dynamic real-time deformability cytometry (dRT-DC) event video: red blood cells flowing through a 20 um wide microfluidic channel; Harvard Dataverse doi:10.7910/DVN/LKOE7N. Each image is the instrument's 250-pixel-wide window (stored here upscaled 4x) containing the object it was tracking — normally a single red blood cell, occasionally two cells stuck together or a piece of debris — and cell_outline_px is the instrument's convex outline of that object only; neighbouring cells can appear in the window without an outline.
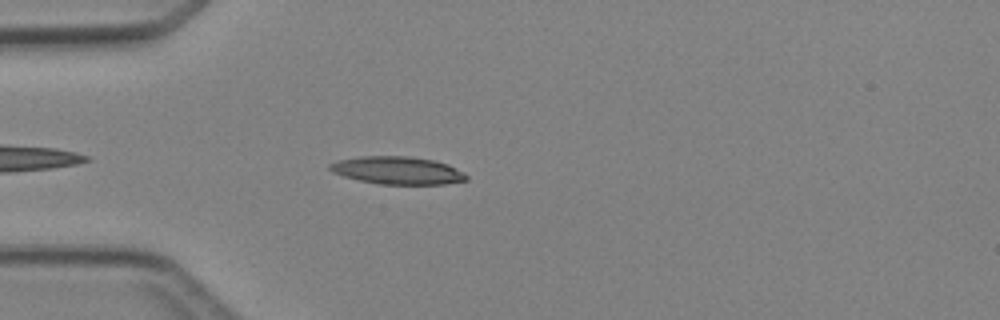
{"species": "Egyptian fruit bat (a non-hibernating species)", "species_latin": "Rousettus aegyptiacus", "temperature_condition": "cold", "stored_images_in_passage": 3, "camera_frame_rate_fps": 3000, "um_per_image_px": 0.085, "animal": {"sex": "female"}, "frame": {"image": 1, "passage_image": 3, "time_ms": 2.333, "image_size_px": [1000, 320], "cell_outline_px": [[468, 180], [444, 184], [380, 184], [360, 180], [344, 176], [332, 172], [328, 168], [328, 164], [340, 160], [360, 156], [408, 156], [432, 160], [448, 164], [464, 172], [468, 176]], "centroid_in_image_um": [33.8, 14.48], "position_along_channel_um": 51.2, "area_um2": 21.96}}